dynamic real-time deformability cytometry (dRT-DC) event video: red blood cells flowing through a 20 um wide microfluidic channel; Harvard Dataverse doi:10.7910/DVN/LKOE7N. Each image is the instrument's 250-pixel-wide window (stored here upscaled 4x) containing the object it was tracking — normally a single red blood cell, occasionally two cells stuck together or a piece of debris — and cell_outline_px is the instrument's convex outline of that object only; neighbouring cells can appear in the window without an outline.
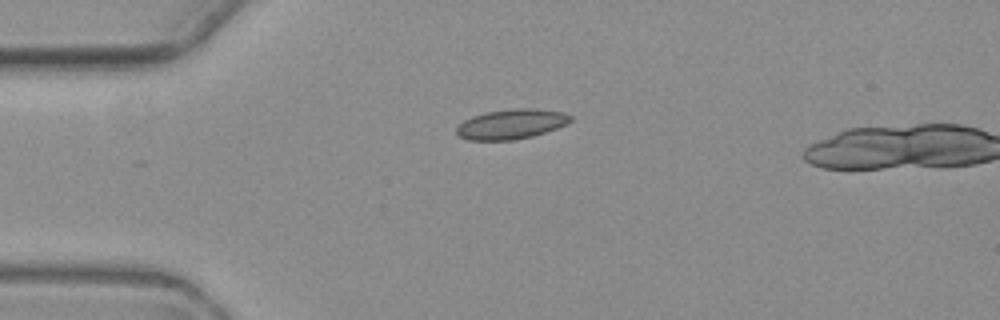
{"species": "common noctule bat (a hibernating species)", "species_latin": "Nyctalus noctula", "temperature_condition": "warm", "stored_images_in_passage": 4, "camera_frame_rate_fps": 3000, "um_per_image_px": 0.085, "animal": {"sex": "female", "body_mass_g": 19.3, "forearm_length_mm": 54.1}, "frame": {"image": 1, "passage_image": 4, "time_ms": 4.667, "image_size_px": [1000, 320], "cell_outline_px": [[572, 120], [556, 128], [532, 136], [512, 140], [468, 140], [460, 136], [456, 132], [456, 128], [464, 120], [472, 116], [488, 112], [516, 108], [536, 108], [564, 112], [572, 116]], "centroid_in_image_um": [43.46, 10.54], "position_along_channel_um": 41.5, "area_um2": 19.65}}